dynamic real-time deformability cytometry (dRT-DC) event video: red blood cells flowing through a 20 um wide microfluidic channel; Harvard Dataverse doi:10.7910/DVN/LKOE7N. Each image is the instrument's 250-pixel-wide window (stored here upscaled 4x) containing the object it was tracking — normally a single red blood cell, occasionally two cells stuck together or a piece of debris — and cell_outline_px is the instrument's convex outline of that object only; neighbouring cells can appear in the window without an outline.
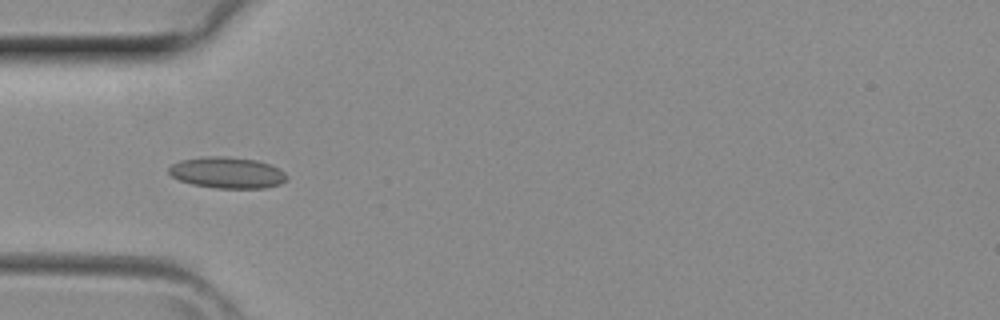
{"species": "common noctule bat (a hibernating species)", "species_latin": "Nyctalus noctula", "temperature_condition": "room temperature", "stored_images_in_passage": 3, "camera_frame_rate_fps": 3000, "um_per_image_px": 0.085, "animal": {"sex": "female", "body_mass_g": 29.2, "forearm_length_mm": 56.3}, "frame": {"image": 1, "passage_image": 3, "time_ms": 0.667, "image_size_px": [1000, 320], "cell_outline_px": [[288, 180], [280, 184], [264, 188], [216, 188], [192, 184], [180, 180], [172, 176], [168, 172], [168, 168], [172, 164], [180, 160], [200, 156], [228, 156], [256, 160], [272, 164], [280, 168], [288, 176]], "centroid_in_image_um": [19.34, 14.66], "position_along_channel_um": 65.7, "area_um2": 21.79}}